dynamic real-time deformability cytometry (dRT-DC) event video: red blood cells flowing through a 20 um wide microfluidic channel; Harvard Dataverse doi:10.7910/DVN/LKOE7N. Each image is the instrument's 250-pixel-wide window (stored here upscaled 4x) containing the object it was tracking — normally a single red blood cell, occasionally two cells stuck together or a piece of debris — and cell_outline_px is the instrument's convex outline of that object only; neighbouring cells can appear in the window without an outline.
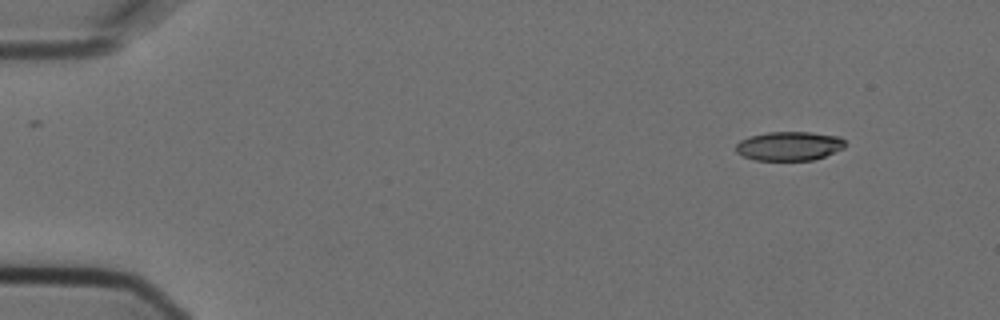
{"species": "Egyptian fruit bat (a non-hibernating species)", "species_latin": "Rousettus aegyptiacus", "temperature_condition": "cold", "stored_images_in_passage": 6, "camera_frame_rate_fps": 3000, "um_per_image_px": 0.085, "animal": {"sex": "female"}, "frame": {"image": 1, "passage_image": 6, "time_ms": 1.667, "image_size_px": [1000, 320], "cell_outline_px": [[844, 148], [824, 156], [812, 160], [756, 160], [744, 156], [736, 152], [736, 144], [740, 140], [748, 136], [768, 132], [812, 132], [840, 136], [844, 140]], "centroid_in_image_um": [67.07, 12.4], "position_along_channel_um": 17.9, "area_um2": 18.5}}